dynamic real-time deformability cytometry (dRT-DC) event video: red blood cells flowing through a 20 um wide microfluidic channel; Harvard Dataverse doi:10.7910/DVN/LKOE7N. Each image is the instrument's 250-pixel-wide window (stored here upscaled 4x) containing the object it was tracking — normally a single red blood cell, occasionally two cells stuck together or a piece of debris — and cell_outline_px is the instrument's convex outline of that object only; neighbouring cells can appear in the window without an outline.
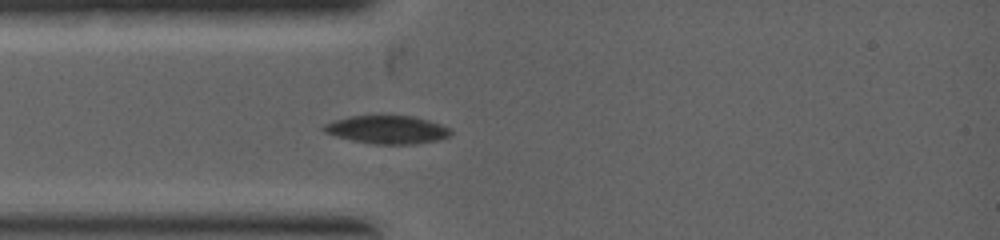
{"species": "common noctule bat (a hibernating species)", "species_latin": "Nyctalus noctula", "temperature_condition": "warm", "stored_images_in_passage": 3, "camera_frame_rate_fps": 5000, "um_per_image_px": 0.085, "animal": {"sex": "female", "body_mass_g": 19.0, "forearm_length_mm": 53.3}, "frame": {"image": 1, "passage_image": 3, "time_ms": 1.0, "image_size_px": [1000, 240], "cell_outline_px": [[452, 132], [448, 136], [436, 140], [412, 144], [376, 144], [352, 140], [336, 136], [324, 132], [320, 128], [324, 124], [332, 120], [348, 116], [412, 116], [428, 120], [452, 128]], "centroid_in_image_um": [32.87, 11.01], "position_along_channel_um": 52.1, "area_um2": 20.75}}